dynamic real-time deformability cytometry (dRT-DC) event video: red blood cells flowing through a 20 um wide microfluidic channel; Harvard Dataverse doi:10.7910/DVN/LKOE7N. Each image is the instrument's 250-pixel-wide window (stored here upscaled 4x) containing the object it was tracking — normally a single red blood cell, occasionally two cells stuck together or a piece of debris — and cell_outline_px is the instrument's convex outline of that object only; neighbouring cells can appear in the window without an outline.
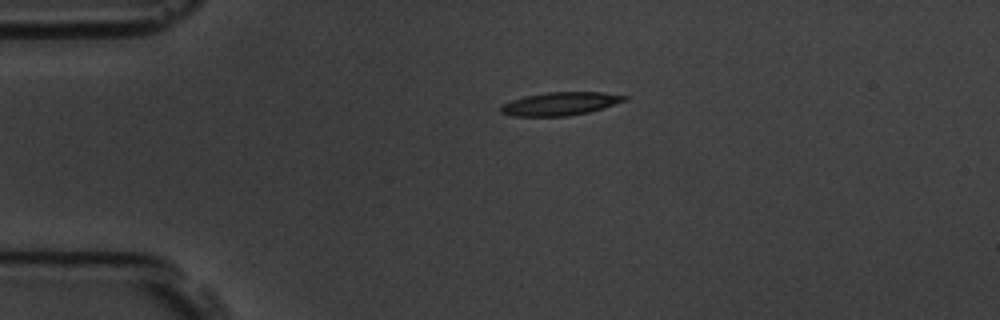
{"species": "common noctule bat (a hibernating species)", "species_latin": "Nyctalus noctula", "temperature_condition": "room temperature", "stored_images_in_passage": 3, "camera_frame_rate_fps": 3000, "um_per_image_px": 0.085, "animal": {"sex": "male", "body_mass_g": 19.5, "forearm_length_mm": 54.6}, "frame": {"image": 1, "passage_image": 1, "time_ms": 0.0, "image_size_px": [1000, 320], "cell_outline_px": [[628, 100], [604, 108], [588, 112], [568, 116], [512, 116], [500, 112], [500, 108], [504, 104], [512, 100], [524, 96], [548, 92], [604, 92], [628, 96]], "centroid_in_image_um": [47.66, 8.81], "position_along_channel_um": 37.3, "area_um2": 16.76}}
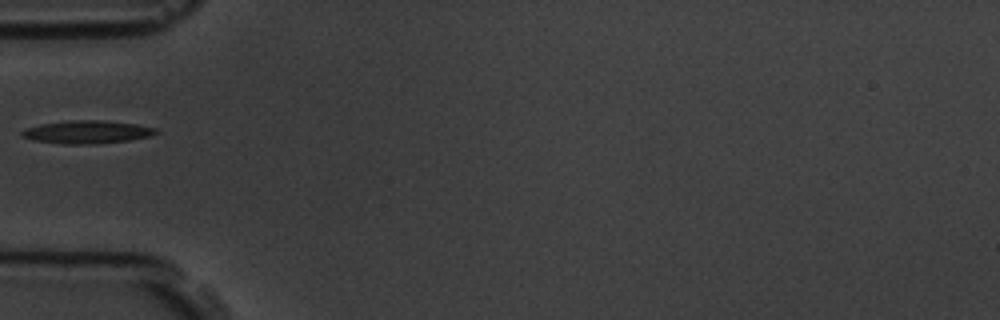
{"frame": {"image": 2, "passage_image": 3, "time_ms": 2.0, "image_size_px": [1000, 320], "cell_outline_px": [[160, 132], [152, 136], [128, 140], [92, 144], [64, 144], [36, 140], [20, 136], [20, 132], [24, 128], [40, 124], [72, 120], [100, 120], [136, 124], [156, 128]], "centroid_in_image_um": [7.4, 11.22], "position_along_channel_um": 77.6, "area_um2": 17.92}}